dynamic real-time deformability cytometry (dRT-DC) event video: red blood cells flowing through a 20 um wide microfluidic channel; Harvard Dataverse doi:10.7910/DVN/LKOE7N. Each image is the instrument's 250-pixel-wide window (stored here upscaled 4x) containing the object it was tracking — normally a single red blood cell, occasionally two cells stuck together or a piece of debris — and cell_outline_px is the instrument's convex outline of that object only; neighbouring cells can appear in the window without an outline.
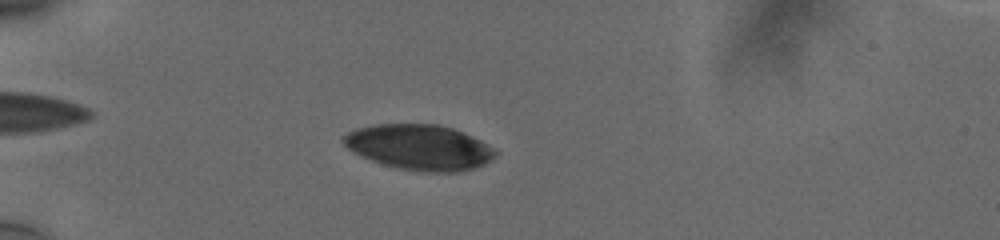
{"species": "human", "species_latin": "Homo sapiens", "temperature_condition": "cold", "stored_images_in_passage": 57, "camera_frame_rate_fps": 3000, "um_per_image_px": 0.085, "donor": {"sex": "male"}, "frame": {"image": 1, "passage_image": 18, "time_ms": 5.667, "image_size_px": [1000, 240], "cell_outline_px": [[500, 152], [484, 164], [460, 172], [424, 172], [400, 168], [384, 164], [372, 160], [348, 148], [340, 140], [348, 132], [356, 128], [376, 124], [436, 124], [452, 128], [472, 136], [488, 144]], "centroid_in_image_um": [35.68, 12.51], "position_along_channel_um": 49.3, "area_um2": 39.88}}
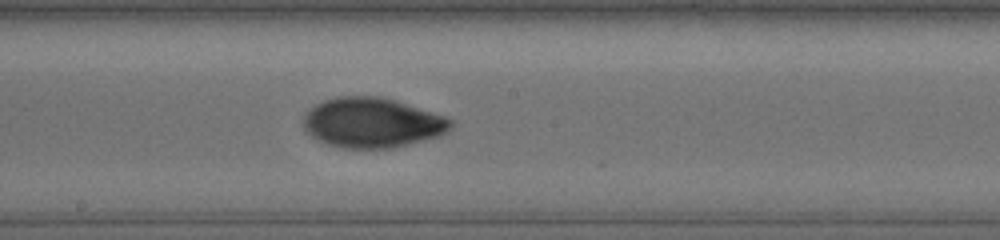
{"frame": {"image": 2, "passage_image": 34, "time_ms": 11.0, "image_size_px": [1000, 240], "cell_outline_px": [[452, 128], [448, 132], [440, 136], [392, 148], [340, 148], [328, 144], [304, 132], [304, 116], [316, 104], [324, 100], [336, 96], [380, 96], [396, 100], [444, 116], [452, 120]], "centroid_in_image_um": [31.65, 10.43], "position_along_channel_um": 216.6, "area_um2": 42.89}}
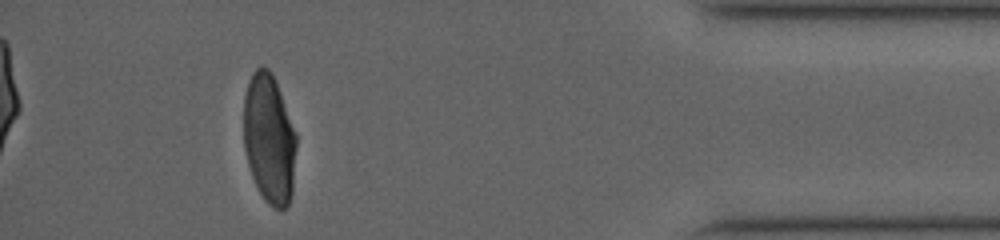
{"frame": {"image": 3, "passage_image": 53, "time_ms": 17.333, "image_size_px": [1000, 240], "cell_outline_px": [[296, 148], [292, 192], [288, 204], [284, 208], [272, 208], [264, 200], [252, 176], [248, 164], [244, 148], [244, 96], [248, 80], [252, 72], [260, 64], [268, 68], [272, 72], [296, 132]], "centroid_in_image_um": [22.87, 11.76], "position_along_channel_um": 412.3, "area_um2": 39.94}, "authors_computed_cell_mechanics": {"area_um2": 40.9224, "velocity_mm_per_s": 3.7587, "shape_relaxation_time_tau1_ms": 5.1274, "shape_relaxation_time_tau2_ms": 2.0295, "deformation_change_tau1": 0.1612, "deformation_change_tau2": 0.0368}}